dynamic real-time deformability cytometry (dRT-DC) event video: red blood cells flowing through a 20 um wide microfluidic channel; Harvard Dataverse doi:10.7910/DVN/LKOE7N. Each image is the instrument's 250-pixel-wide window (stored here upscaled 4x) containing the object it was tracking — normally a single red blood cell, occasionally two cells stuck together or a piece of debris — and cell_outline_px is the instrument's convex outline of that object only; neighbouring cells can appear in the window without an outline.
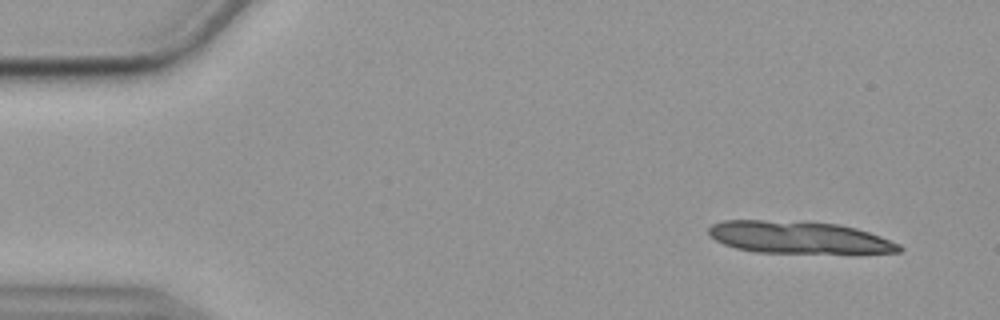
{"species": "common noctule bat (a hibernating species)", "species_latin": "Nyctalus noctula", "temperature_condition": "cold", "stored_images_in_passage": 14, "camera_frame_rate_fps": 3000, "um_per_image_px": 0.085, "animal": {"sex": "female", "body_mass_g": 19.9}, "frame": {"image": 1, "passage_image": 4, "time_ms": 1.0, "image_size_px": [1000, 320], "cell_outline_px": [[904, 248], [900, 252], [756, 252], [736, 248], [724, 244], [708, 236], [708, 228], [712, 224], [724, 220], [764, 220], [840, 224], [856, 228], [880, 236], [900, 244]], "centroid_in_image_um": [67.84, 20.17], "position_along_channel_um": 17.2, "area_um2": 35.2}}